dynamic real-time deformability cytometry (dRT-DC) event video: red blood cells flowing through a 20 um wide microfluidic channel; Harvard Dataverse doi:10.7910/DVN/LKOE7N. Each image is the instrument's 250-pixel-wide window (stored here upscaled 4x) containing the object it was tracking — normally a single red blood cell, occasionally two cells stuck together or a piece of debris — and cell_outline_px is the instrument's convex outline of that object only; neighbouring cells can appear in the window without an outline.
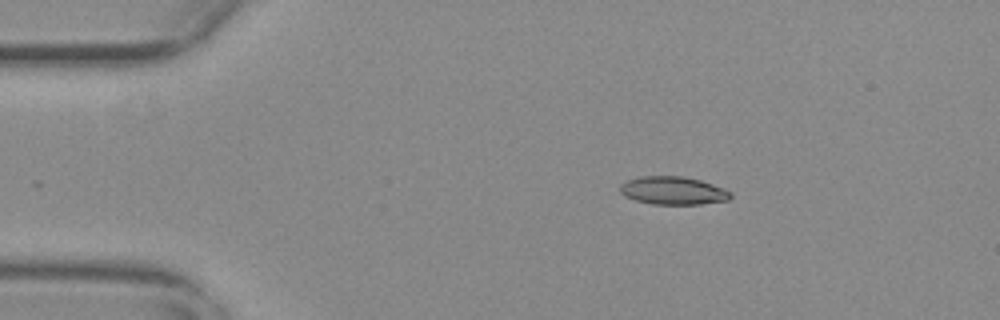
{"species": "common noctule bat (a hibernating species)", "species_latin": "Nyctalus noctula", "temperature_condition": "warm", "stored_images_in_passage": 47, "camera_frame_rate_fps": 3000, "um_per_image_px": 0.085, "animal": {"sex": "female", "body_mass_g": 29.2, "forearm_length_mm": 56.3}, "frame": {"image": 1, "passage_image": 2, "time_ms": 0.333, "image_size_px": [1000, 320], "cell_outline_px": [[732, 196], [728, 200], [700, 204], [652, 204], [636, 200], [624, 196], [620, 192], [620, 184], [628, 180], [640, 176], [684, 176], [700, 180], [724, 188], [732, 192]], "centroid_in_image_um": [57.21, 16.2], "position_along_channel_um": 27.8, "area_um2": 18.09}}
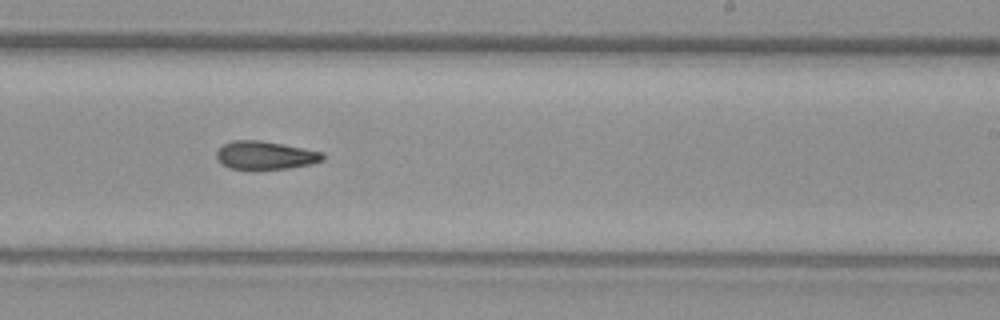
{"frame": {"image": 2, "passage_image": 26, "time_ms": 8.333, "image_size_px": [1000, 320], "cell_outline_px": [[324, 160], [312, 164], [288, 168], [256, 172], [228, 168], [216, 160], [216, 152], [224, 144], [232, 140], [260, 140], [324, 152]], "centroid_in_image_um": [22.51, 13.24], "position_along_channel_um": 266.5, "area_um2": 18.15}}
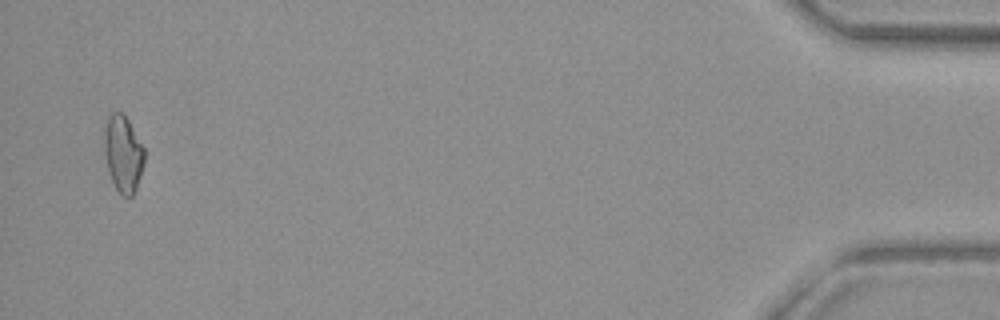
{"frame": {"image": 3, "passage_image": 46, "time_ms": 15.0, "image_size_px": [1000, 320], "cell_outline_px": [[144, 164], [136, 188], [132, 196], [120, 196], [108, 172], [104, 152], [104, 128], [108, 116], [112, 112], [124, 112], [144, 148]], "centroid_in_image_um": [10.45, 13.05], "position_along_channel_um": 424.7, "area_um2": 18.03}, "authors_computed_cell_mechanics": {"area_um2": 17.8602, "velocity_mm_per_s": 3.7551, "shape_relaxation_time_tau1_ms": null, "shape_relaxation_time_tau2_ms": 7.7664, "deformation_change_tau1": null, "deformation_change_tau2": 0.1702}}